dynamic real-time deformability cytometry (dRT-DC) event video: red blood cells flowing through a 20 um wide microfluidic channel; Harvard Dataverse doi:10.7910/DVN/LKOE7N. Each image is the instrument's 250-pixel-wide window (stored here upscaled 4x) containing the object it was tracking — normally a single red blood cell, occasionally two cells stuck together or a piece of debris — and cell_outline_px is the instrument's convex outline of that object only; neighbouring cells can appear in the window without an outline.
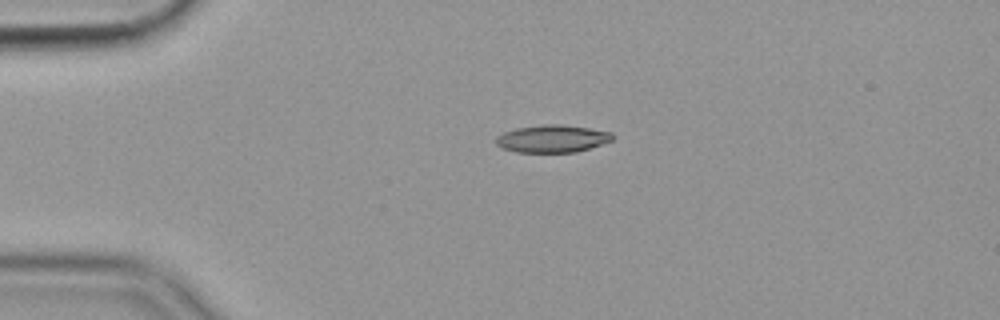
{"species": "common noctule bat (a hibernating species)", "species_latin": "Nyctalus noctula", "temperature_condition": "cold", "stored_images_in_passage": 44, "camera_frame_rate_fps": 3000, "um_per_image_px": 0.085, "animal": {"sex": "female", "body_mass_g": 19.9}, "frame": {"image": 1, "passage_image": 1, "time_ms": 0.0, "image_size_px": [1000, 320], "cell_outline_px": [[612, 140], [576, 152], [516, 152], [504, 148], [496, 144], [496, 136], [504, 132], [516, 128], [544, 124], [560, 124], [588, 128], [612, 132]], "centroid_in_image_um": [46.92, 11.78], "position_along_channel_um": 38.1, "area_um2": 18.44}}
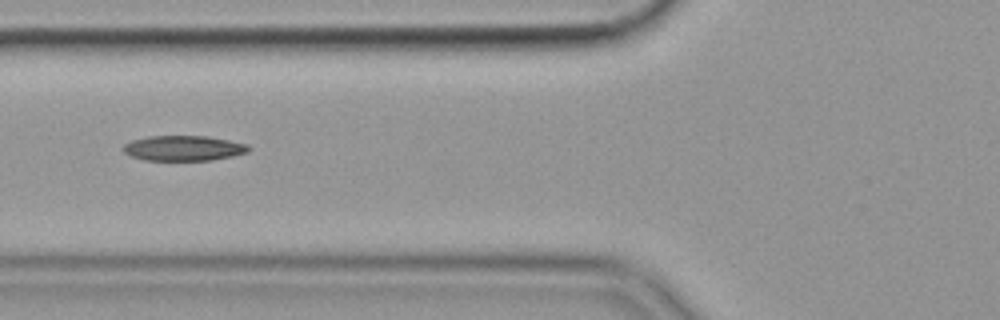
{"frame": {"image": 2, "passage_image": 10, "time_ms": 3.0, "image_size_px": [1000, 320], "cell_outline_px": [[252, 148], [248, 152], [232, 156], [212, 160], [144, 160], [132, 156], [124, 152], [120, 148], [124, 144], [132, 140], [148, 136], [208, 136], [248, 144]], "centroid_in_image_um": [15.6, 12.59], "position_along_channel_um": 110.2, "area_um2": 18.5}}
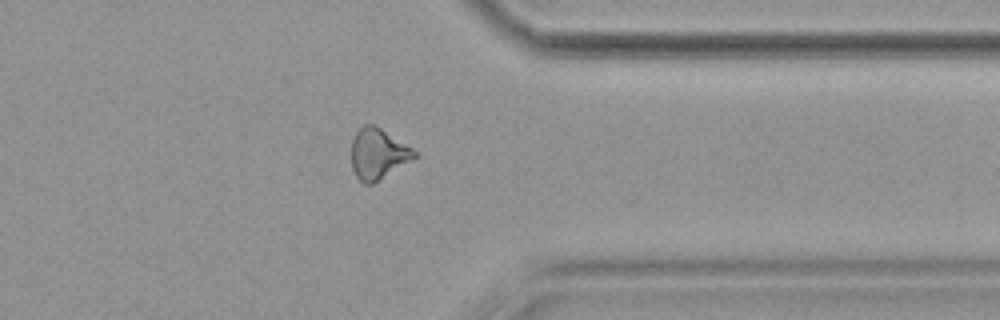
{"frame": {"image": 3, "passage_image": 33, "time_ms": 10.667, "image_size_px": [1000, 320], "cell_outline_px": [[420, 156], [372, 184], [364, 184], [356, 176], [352, 168], [352, 140], [356, 132], [364, 124], [372, 124], [380, 128], [412, 148]], "centroid_in_image_um": [32.14, 13.09], "position_along_channel_um": 379.3, "area_um2": 18.5}, "authors_computed_cell_mechanics": {"area_um2": 18.5249, "velocity_mm_per_s": 3.5783, "shape_relaxation_time_tau1_ms": 6.3155, "shape_relaxation_time_tau2_ms": null, "deformation_change_tau1": 0.1645, "deformation_change_tau2": null}}